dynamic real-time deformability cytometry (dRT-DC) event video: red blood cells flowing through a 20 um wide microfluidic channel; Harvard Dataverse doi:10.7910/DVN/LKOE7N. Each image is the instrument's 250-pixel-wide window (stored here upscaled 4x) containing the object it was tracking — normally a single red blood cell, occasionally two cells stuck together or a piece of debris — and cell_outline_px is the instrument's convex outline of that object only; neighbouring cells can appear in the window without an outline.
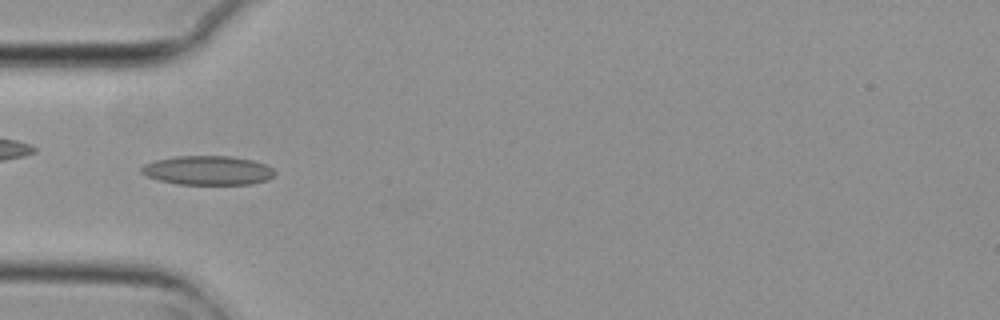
{"species": "common noctule bat (a hibernating species)", "species_latin": "Nyctalus noctula", "temperature_condition": "cold", "stored_images_in_passage": 47, "camera_frame_rate_fps": 3000, "um_per_image_px": 0.085, "animal": {"sex": "female", "body_mass_g": 29.2, "forearm_length_mm": 56.3}, "frame": {"image": 1, "passage_image": 9, "time_ms": 2.667, "image_size_px": [1000, 320], "cell_outline_px": [[276, 172], [268, 180], [252, 184], [176, 184], [156, 180], [140, 172], [140, 168], [144, 164], [156, 160], [176, 156], [232, 156], [252, 160], [264, 164], [272, 168]], "centroid_in_image_um": [17.65, 14.48], "position_along_channel_um": 67.4, "area_um2": 22.72}}
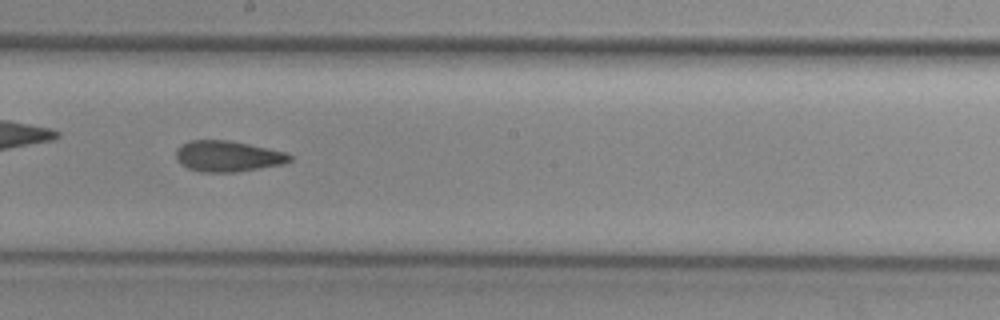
{"frame": {"image": 2, "passage_image": 22, "time_ms": 7.0, "image_size_px": [1000, 320], "cell_outline_px": [[292, 160], [284, 164], [236, 172], [200, 172], [188, 168], [180, 164], [176, 160], [176, 148], [180, 144], [192, 140], [228, 140], [288, 152], [292, 156]], "centroid_in_image_um": [19.35, 13.28], "position_along_channel_um": 228.8, "area_um2": 20.69}}
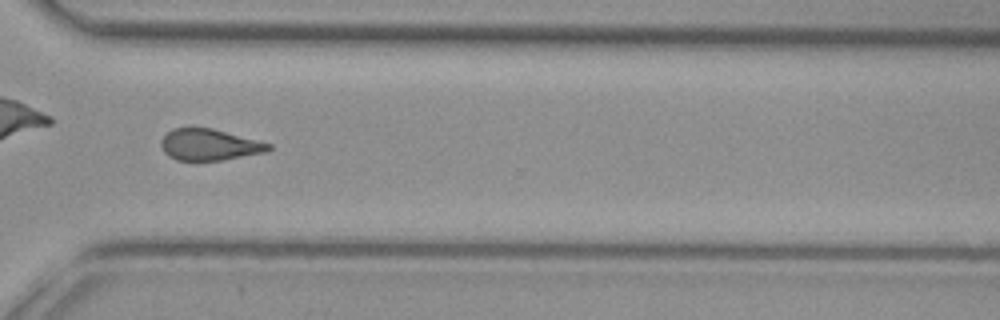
{"frame": {"image": 3, "passage_image": 32, "time_ms": 10.333, "image_size_px": [1000, 320], "cell_outline_px": [[272, 148], [268, 152], [220, 160], [176, 160], [168, 156], [164, 152], [160, 144], [160, 140], [172, 128], [212, 128], [272, 144]], "centroid_in_image_um": [17.79, 12.3], "position_along_channel_um": 352.8, "area_um2": 19.59}, "authors_computed_cell_mechanics": {"area_um2": 20.519, "velocity_mm_per_s": 3.722, "shape_relaxation_time_tau1_ms": null, "shape_relaxation_time_tau2_ms": 3.1414, "deformation_change_tau1": null, "deformation_change_tau2": 0.1031}}